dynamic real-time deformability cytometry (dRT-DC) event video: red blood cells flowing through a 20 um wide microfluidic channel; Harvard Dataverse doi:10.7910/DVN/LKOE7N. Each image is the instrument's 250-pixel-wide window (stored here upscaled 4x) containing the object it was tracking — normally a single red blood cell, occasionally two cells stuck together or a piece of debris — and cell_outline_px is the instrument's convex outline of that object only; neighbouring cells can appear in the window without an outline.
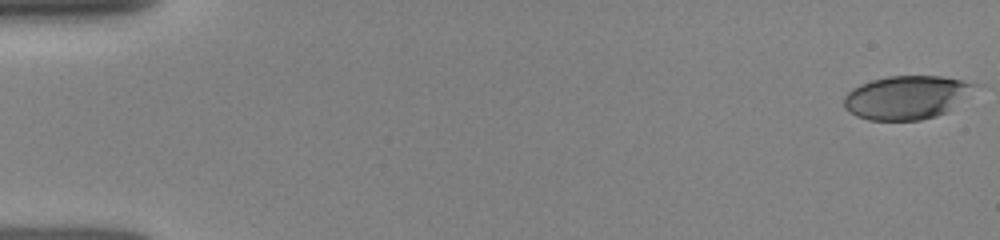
{"species": "human", "species_latin": "Homo sapiens", "temperature_condition": "room temperature", "stored_images_in_passage": 45, "camera_frame_rate_fps": 3000, "um_per_image_px": 0.085, "donor": {"sex": "female"}, "frame": {"image": 1, "passage_image": 1, "time_ms": 0.0, "image_size_px": [1000, 240], "cell_outline_px": [[984, 84], [948, 112], [936, 116], [920, 120], [868, 120], [856, 116], [844, 108], [844, 96], [852, 88], [860, 84], [872, 80], [888, 76], [940, 76]], "centroid_in_image_um": [77.12, 8.27], "position_along_channel_um": 7.9, "area_um2": 33.64}}
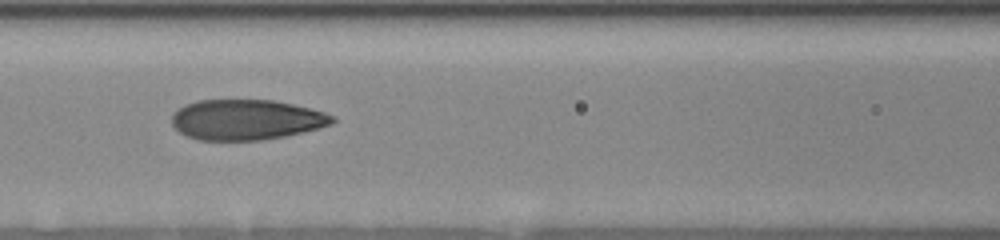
{"frame": {"image": 2, "passage_image": 24, "time_ms": 7.0, "image_size_px": [1000, 240], "cell_outline_px": [[336, 120], [332, 124], [284, 136], [260, 140], [200, 140], [188, 136], [180, 132], [172, 124], [172, 116], [184, 104], [196, 100], [272, 100], [292, 104], [324, 112], [336, 116]], "centroid_in_image_um": [20.93, 10.17], "position_along_channel_um": 145.7, "area_um2": 37.45}}
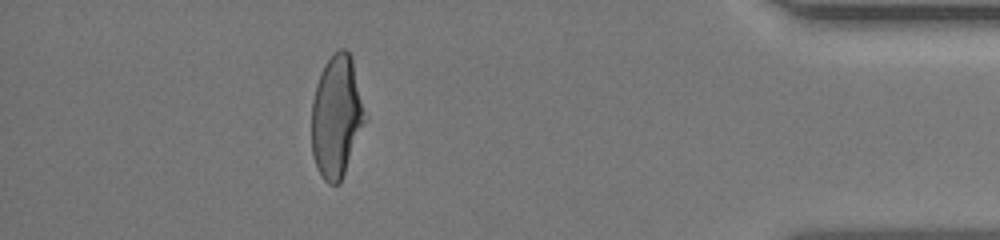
{"frame": {"image": 3, "passage_image": 42, "time_ms": 14.333, "image_size_px": [1000, 240], "cell_outline_px": [[368, 116], [340, 184], [328, 184], [324, 180], [316, 164], [312, 152], [312, 100], [316, 84], [320, 72], [324, 64], [332, 52], [340, 48], [344, 48], [352, 56]], "centroid_in_image_um": [28.63, 9.85], "position_along_channel_um": 406.6, "area_um2": 38.61}}